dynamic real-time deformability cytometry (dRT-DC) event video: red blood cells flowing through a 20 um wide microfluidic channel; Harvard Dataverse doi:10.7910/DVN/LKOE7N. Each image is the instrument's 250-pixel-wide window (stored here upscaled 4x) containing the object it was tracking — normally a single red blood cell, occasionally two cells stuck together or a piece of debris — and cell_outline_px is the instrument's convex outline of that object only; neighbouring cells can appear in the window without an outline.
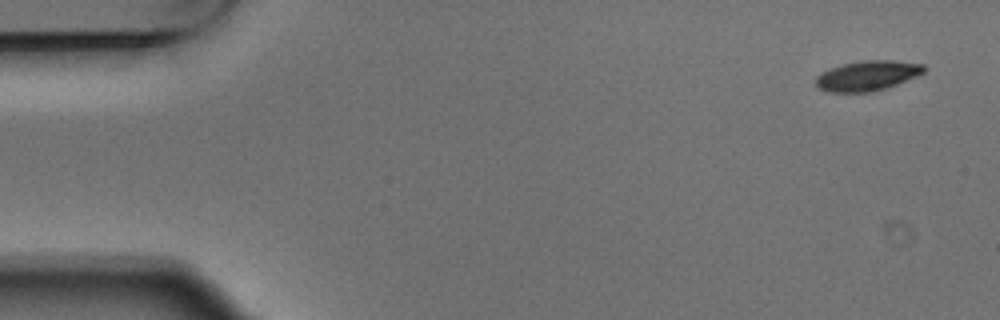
{"species": "Egyptian fruit bat (a non-hibernating species)", "species_latin": "Rousettus aegyptiacus", "temperature_condition": "warm", "stored_images_in_passage": 4, "camera_frame_rate_fps": 3000, "um_per_image_px": 0.085, "animal": {"sex": "male"}, "frame": {"image": 1, "passage_image": 1, "time_ms": 0.0, "image_size_px": [1000, 320], "cell_outline_px": [[924, 72], [916, 76], [896, 84], [872, 92], [828, 92], [816, 88], [816, 76], [832, 68], [844, 64], [864, 60], [892, 60], [924, 64]], "centroid_in_image_um": [73.71, 6.44], "position_along_channel_um": 11.3, "area_um2": 18.67}}
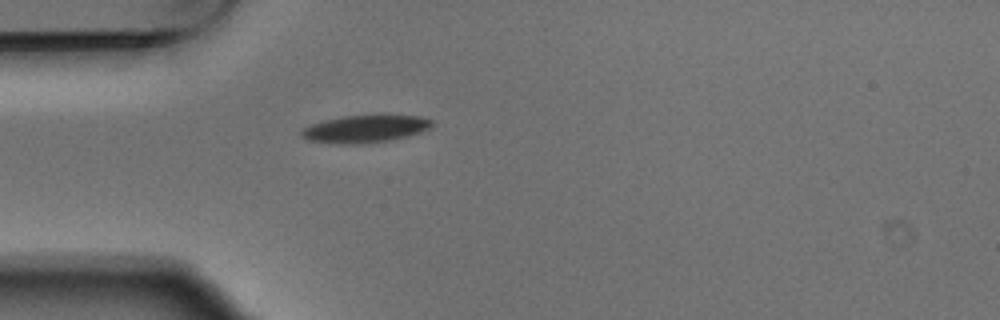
{"frame": {"image": 2, "passage_image": 4, "time_ms": 1.0, "image_size_px": [1000, 320], "cell_outline_px": [[432, 124], [428, 128], [420, 132], [388, 140], [364, 144], [340, 144], [308, 140], [300, 136], [300, 132], [304, 128], [312, 124], [324, 120], [344, 116], [376, 112], [420, 116], [432, 120]], "centroid_in_image_um": [31.04, 10.9], "position_along_channel_um": 54.0, "area_um2": 21.5}}